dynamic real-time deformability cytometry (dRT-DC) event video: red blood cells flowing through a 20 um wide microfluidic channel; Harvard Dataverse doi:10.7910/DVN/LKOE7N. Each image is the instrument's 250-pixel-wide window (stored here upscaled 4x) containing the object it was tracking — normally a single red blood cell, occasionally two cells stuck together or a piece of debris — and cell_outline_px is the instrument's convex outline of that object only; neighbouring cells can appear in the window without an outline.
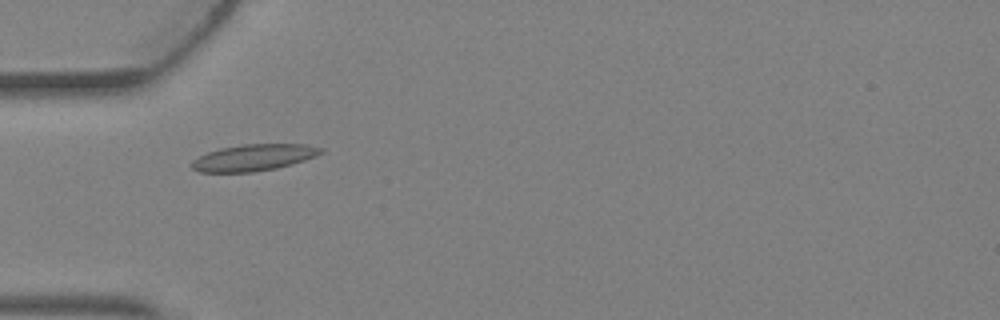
{"species": "Egyptian fruit bat (a non-hibernating species)", "species_latin": "Rousettus aegyptiacus", "temperature_condition": "warm", "stored_images_in_passage": 3, "camera_frame_rate_fps": 3000, "um_per_image_px": 0.085, "animal": {"sex": "female"}, "frame": {"image": 1, "passage_image": 3, "time_ms": 0.667, "image_size_px": [1000, 320], "cell_outline_px": [[324, 152], [316, 156], [292, 164], [276, 168], [252, 172], [200, 172], [192, 168], [192, 160], [208, 152], [220, 148], [244, 144], [304, 144], [324, 148]], "centroid_in_image_um": [21.59, 13.39], "position_along_channel_um": 63.4, "area_um2": 19.88}}